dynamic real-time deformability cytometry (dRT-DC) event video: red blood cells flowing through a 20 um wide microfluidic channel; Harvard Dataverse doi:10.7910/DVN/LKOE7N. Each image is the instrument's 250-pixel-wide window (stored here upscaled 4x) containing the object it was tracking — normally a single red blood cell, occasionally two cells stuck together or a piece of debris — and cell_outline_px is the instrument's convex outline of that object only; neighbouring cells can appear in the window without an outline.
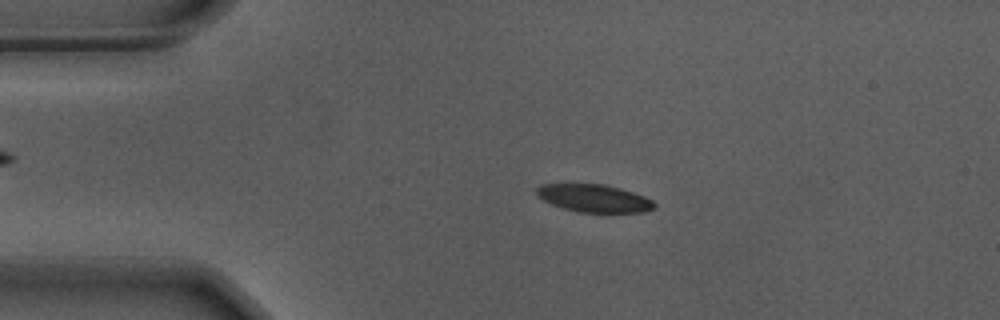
{"species": "Egyptian fruit bat (a non-hibernating species)", "species_latin": "Rousettus aegyptiacus", "temperature_condition": "warm", "stored_images_in_passage": 42, "camera_frame_rate_fps": 3000, "um_per_image_px": 0.085, "animal": {"sex": "male"}, "frame": {"image": 1, "passage_image": 11, "time_ms": 3.333, "image_size_px": [1000, 320], "cell_outline_px": [[656, 208], [644, 212], [580, 212], [564, 208], [552, 204], [536, 196], [536, 188], [540, 184], [604, 184], [620, 188], [644, 196], [652, 200], [656, 204]], "centroid_in_image_um": [50.5, 16.85], "position_along_channel_um": 34.5, "area_um2": 18.96}}
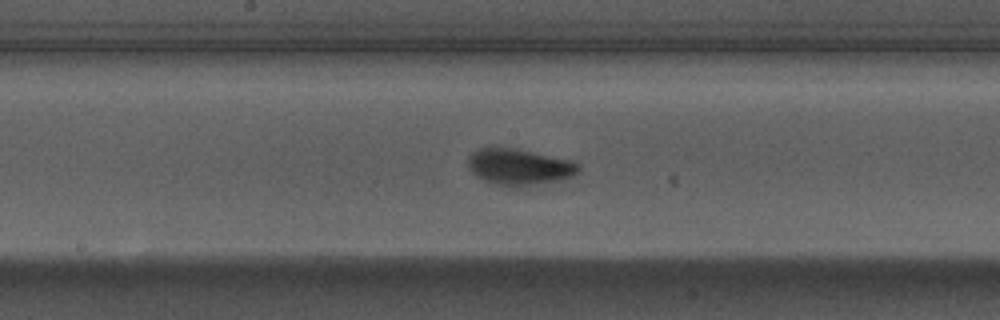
{"frame": {"image": 2, "passage_image": 28, "time_ms": 9.0, "image_size_px": [1000, 320], "cell_outline_px": [[580, 172], [572, 176], [560, 180], [520, 188], [496, 184], [484, 180], [476, 176], [468, 168], [468, 156], [472, 152], [480, 148], [516, 148], [572, 160], [580, 164]], "centroid_in_image_um": [44.16, 14.19], "position_along_channel_um": 204.0, "area_um2": 23.64}}
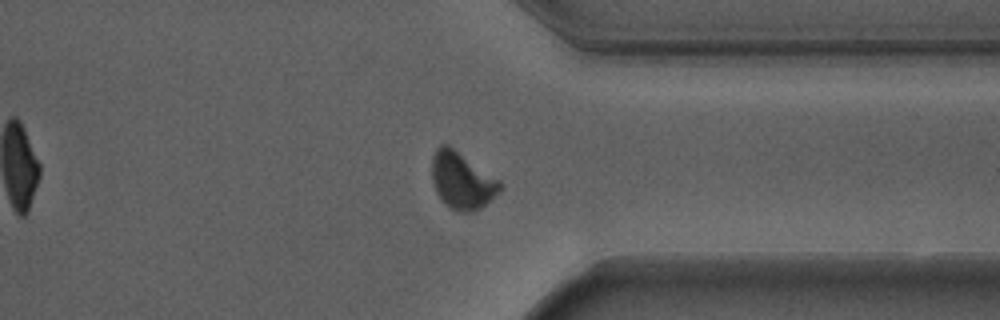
{"frame": {"image": 3, "passage_image": 42, "time_ms": 13.667, "image_size_px": [1000, 320], "cell_outline_px": [[500, 192], [480, 208], [472, 212], [456, 212], [448, 208], [444, 204], [436, 192], [432, 180], [432, 156], [436, 148], [440, 144], [448, 144], [500, 180]], "centroid_in_image_um": [39.24, 15.36], "position_along_channel_um": 372.2, "area_um2": 22.66}, "authors_computed_cell_mechanics": {"area_um2": 21.9929, "velocity_mm_per_s": 3.6765, "shape_relaxation_time_tau1_ms": 1.9331, "shape_relaxation_time_tau2_ms": null, "deformation_change_tau1": 0.1387, "deformation_change_tau2": null}}